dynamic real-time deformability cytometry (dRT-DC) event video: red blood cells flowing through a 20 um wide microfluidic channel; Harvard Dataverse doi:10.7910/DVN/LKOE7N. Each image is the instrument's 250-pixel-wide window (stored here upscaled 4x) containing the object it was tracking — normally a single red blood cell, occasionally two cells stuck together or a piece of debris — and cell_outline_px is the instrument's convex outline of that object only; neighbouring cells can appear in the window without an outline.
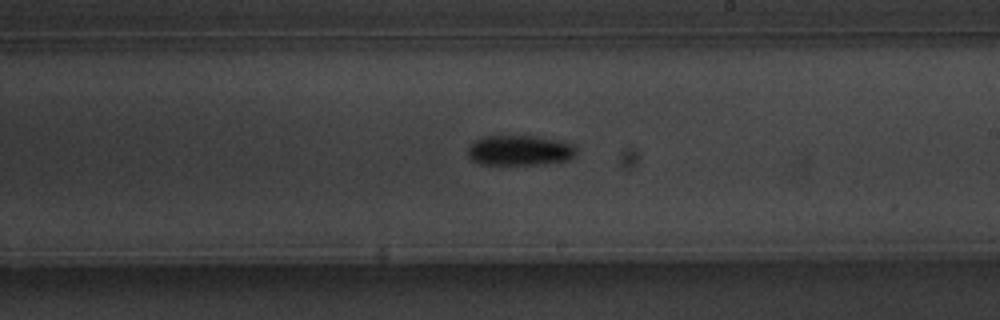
{"species": "common noctule bat (a hibernating species)", "species_latin": "Nyctalus noctula", "temperature_condition": "warm", "stored_images_in_passage": 43, "camera_frame_rate_fps": 3000, "um_per_image_px": 0.085, "animal": {"sex": "male", "body_mass_g": 20.1, "forearm_length_mm": 53.5}, "frame": {"image": 1, "passage_image": 22, "time_ms": 7.0, "image_size_px": [1000, 320], "cell_outline_px": [[576, 156], [568, 160], [536, 164], [480, 164], [472, 160], [468, 156], [468, 148], [476, 140], [484, 136], [536, 136], [564, 140], [572, 144], [576, 148]], "centroid_in_image_um": [44.21, 12.77], "position_along_channel_um": 244.8, "area_um2": 19.13}}
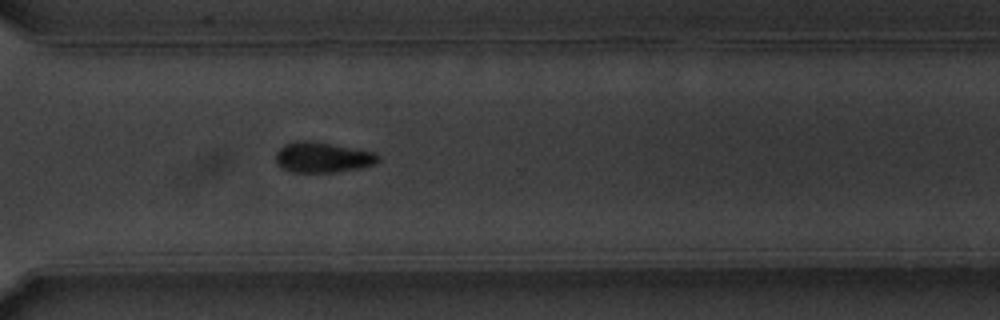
{"frame": {"image": 2, "passage_image": 30, "time_ms": 9.667, "image_size_px": [1000, 320], "cell_outline_px": [[380, 160], [376, 164], [360, 168], [336, 172], [292, 172], [284, 168], [276, 160], [276, 152], [284, 144], [296, 140], [312, 140], [376, 152], [380, 156]], "centroid_in_image_um": [27.47, 13.36], "position_along_channel_um": 343.1, "area_um2": 18.32}}
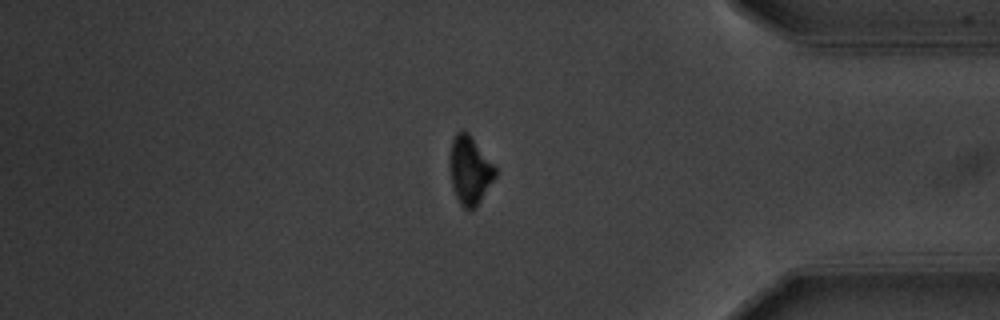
{"frame": {"image": 3, "passage_image": 36, "time_ms": 11.667, "image_size_px": [1000, 320], "cell_outline_px": [[496, 176], [476, 208], [472, 212], [468, 212], [460, 204], [456, 196], [452, 184], [448, 164], [448, 156], [452, 140], [456, 132], [468, 132], [496, 168]], "centroid_in_image_um": [39.9, 14.51], "position_along_channel_um": 395.3, "area_um2": 18.26}}